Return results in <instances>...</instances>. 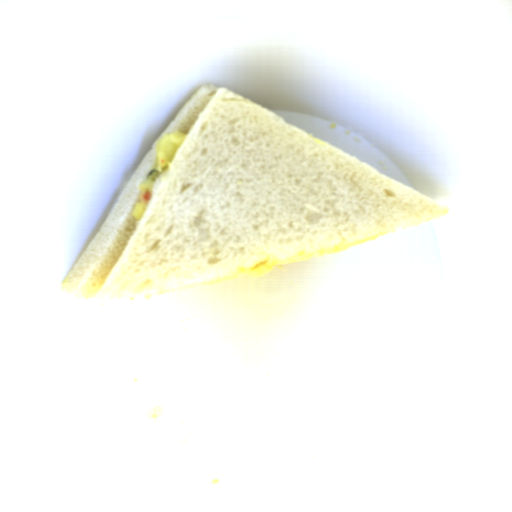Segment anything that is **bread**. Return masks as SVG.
I'll use <instances>...</instances> for the list:
<instances>
[{"mask_svg": "<svg viewBox=\"0 0 512 512\" xmlns=\"http://www.w3.org/2000/svg\"><path fill=\"white\" fill-rule=\"evenodd\" d=\"M186 138L131 212L156 146ZM447 208L229 88L201 86L152 144L63 291L129 301L307 260Z\"/></svg>", "mask_w": 512, "mask_h": 512, "instance_id": "8d2b1439", "label": "bread"}]
</instances>
